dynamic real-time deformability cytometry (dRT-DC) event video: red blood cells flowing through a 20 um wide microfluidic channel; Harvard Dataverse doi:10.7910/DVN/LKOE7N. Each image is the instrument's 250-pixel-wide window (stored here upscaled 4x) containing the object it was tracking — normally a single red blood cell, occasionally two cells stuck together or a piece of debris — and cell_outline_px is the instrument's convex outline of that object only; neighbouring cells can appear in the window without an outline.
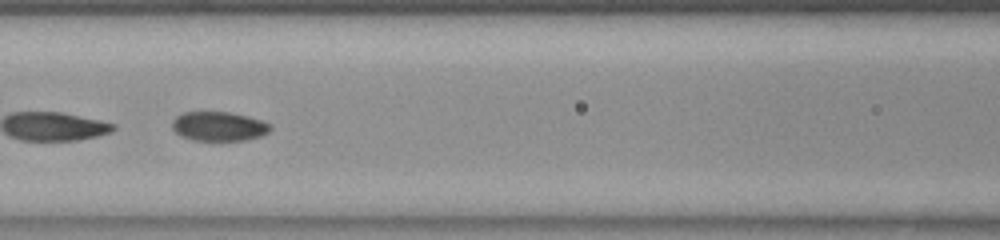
{"species": "common noctule bat (a hibernating species)", "species_latin": "Nyctalus noctula", "temperature_condition": "room temperature", "stored_images_in_passage": 26, "camera_frame_rate_fps": 3000, "um_per_image_px": 0.085, "animal": {"sex": "female", "body_mass_g": 23.0, "forearm_length_mm": 53.4}, "frame": {"image": 1, "passage_image": 23, "time_ms": 7.333, "image_size_px": [1000, 240], "cell_outline_px": [[272, 128], [268, 132], [260, 136], [244, 140], [192, 140], [180, 136], [172, 128], [172, 120], [180, 112], [232, 112], [248, 116], [272, 124]], "centroid_in_image_um": [18.58, 10.73], "position_along_channel_um": 148.0, "area_um2": 16.88}}